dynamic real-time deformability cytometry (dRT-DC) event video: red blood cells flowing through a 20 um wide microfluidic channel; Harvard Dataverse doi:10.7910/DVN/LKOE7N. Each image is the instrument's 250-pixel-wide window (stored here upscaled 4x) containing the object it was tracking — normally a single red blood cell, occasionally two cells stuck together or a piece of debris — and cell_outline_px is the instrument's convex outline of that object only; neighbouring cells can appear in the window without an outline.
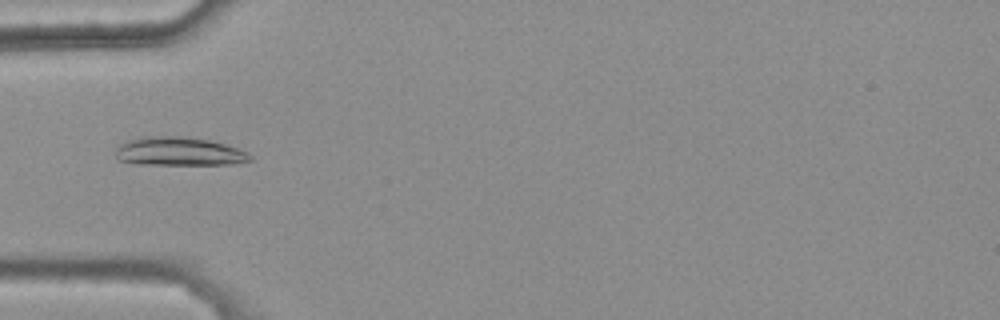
{"species": "common noctule bat (a hibernating species)", "species_latin": "Nyctalus noctula", "temperature_condition": "warm", "stored_images_in_passage": 44, "camera_frame_rate_fps": 3000, "um_per_image_px": 0.085, "animal": {"sex": "female", "body_mass_g": 25.1}, "frame": {"image": 1, "passage_image": 16, "time_ms": 5.0, "image_size_px": [1000, 320], "cell_outline_px": [[252, 160], [236, 164], [140, 164], [116, 160], [116, 148], [120, 144], [128, 140], [144, 136], [180, 136], [208, 140], [224, 144], [248, 152], [252, 156]], "centroid_in_image_um": [15.2, 12.88], "position_along_channel_um": 69.8, "area_um2": 22.37}}
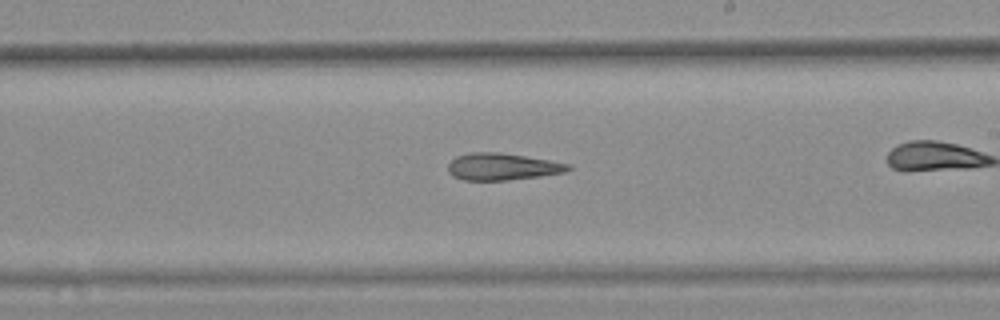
{"frame": {"image": 2, "passage_image": 27, "time_ms": 8.667, "image_size_px": [1000, 320], "cell_outline_px": [[572, 168], [564, 172], [540, 176], [508, 180], [464, 180], [452, 176], [448, 172], [448, 164], [456, 156], [468, 152], [500, 152], [552, 160], [572, 164]], "centroid_in_image_um": [42.7, 14.16], "position_along_channel_um": 246.3, "area_um2": 19.07}}
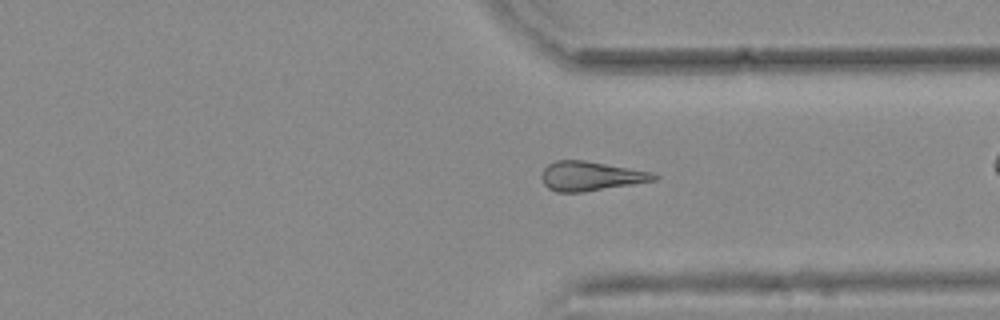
{"frame": {"image": 3, "passage_image": 36, "time_ms": 11.667, "image_size_px": [1000, 320], "cell_outline_px": [[660, 176], [656, 180], [632, 184], [580, 192], [556, 192], [548, 188], [544, 184], [540, 176], [544, 168], [548, 164], [556, 160], [584, 160], [652, 172]], "centroid_in_image_um": [50.18, 14.96], "position_along_channel_um": 361.2, "area_um2": 19.07}}